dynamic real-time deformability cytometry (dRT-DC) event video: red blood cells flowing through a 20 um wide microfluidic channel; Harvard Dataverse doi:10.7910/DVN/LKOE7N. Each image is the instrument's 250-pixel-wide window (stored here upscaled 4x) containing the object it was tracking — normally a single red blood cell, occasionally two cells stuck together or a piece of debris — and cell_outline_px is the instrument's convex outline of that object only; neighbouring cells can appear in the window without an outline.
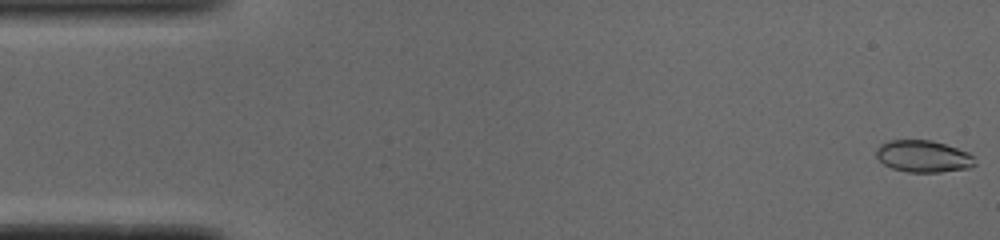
{"species": "common noctule bat (a hibernating species)", "species_latin": "Nyctalus noctula", "temperature_condition": "cold", "stored_images_in_passage": 51, "camera_frame_rate_fps": 3000, "um_per_image_px": 0.085, "animal": {"sex": "male", "body_mass_g": 19.0, "forearm_length_mm": 50.8}, "frame": {"image": 1, "passage_image": 1, "time_ms": 0.0, "image_size_px": [1000, 240], "cell_outline_px": [[976, 164], [968, 168], [940, 172], [908, 172], [892, 168], [884, 164], [876, 156], [876, 148], [880, 144], [888, 140], [932, 140], [968, 152], [972, 156]], "centroid_in_image_um": [78.45, 13.28], "position_along_channel_um": 6.6, "area_um2": 18.26}}
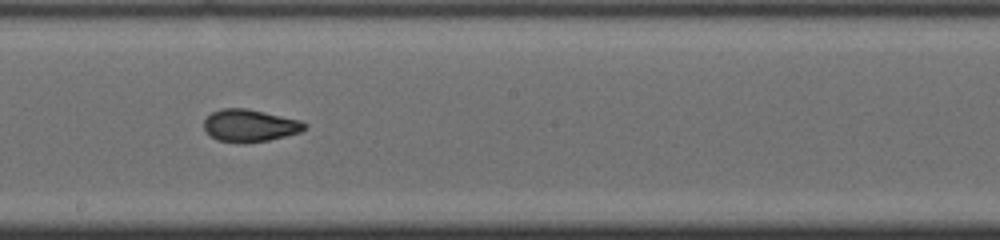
{"frame": {"image": 2, "passage_image": 28, "time_ms": 9.0, "image_size_px": [1000, 240], "cell_outline_px": [[308, 128], [300, 132], [268, 140], [216, 140], [204, 128], [204, 120], [212, 112], [224, 108], [248, 108], [300, 120], [308, 124]], "centroid_in_image_um": [21.28, 10.62], "position_along_channel_um": 226.9, "area_um2": 18.32}}
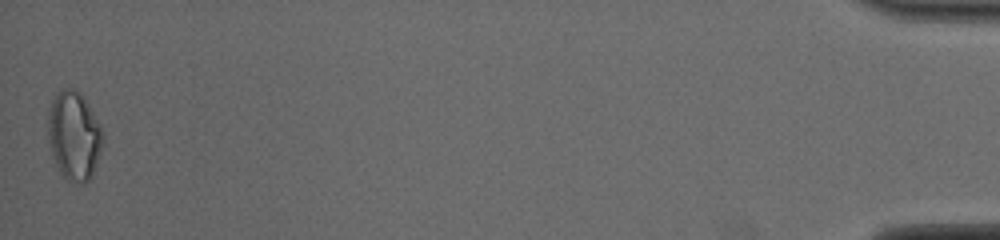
{"frame": {"image": 3, "passage_image": 51, "time_ms": 16.667, "image_size_px": [1000, 240], "cell_outline_px": [[104, 140], [92, 176], [88, 180], [80, 184], [68, 180], [60, 172], [52, 156], [48, 140], [48, 112], [52, 100], [56, 92], [64, 88], [72, 88], [80, 92], [84, 96], [100, 124], [104, 136]], "centroid_in_image_um": [6.29, 11.51], "position_along_channel_um": 428.9, "area_um2": 28.55}, "authors_computed_cell_mechanics": {"area_um2": 18.9584, "velocity_mm_per_s": 3.9139, "shape_relaxation_time_tau1_ms": 8.2354, "shape_relaxation_time_tau2_ms": 1.4024, "deformation_change_tau1": 0.2016, "deformation_change_tau2": 0.0586}}